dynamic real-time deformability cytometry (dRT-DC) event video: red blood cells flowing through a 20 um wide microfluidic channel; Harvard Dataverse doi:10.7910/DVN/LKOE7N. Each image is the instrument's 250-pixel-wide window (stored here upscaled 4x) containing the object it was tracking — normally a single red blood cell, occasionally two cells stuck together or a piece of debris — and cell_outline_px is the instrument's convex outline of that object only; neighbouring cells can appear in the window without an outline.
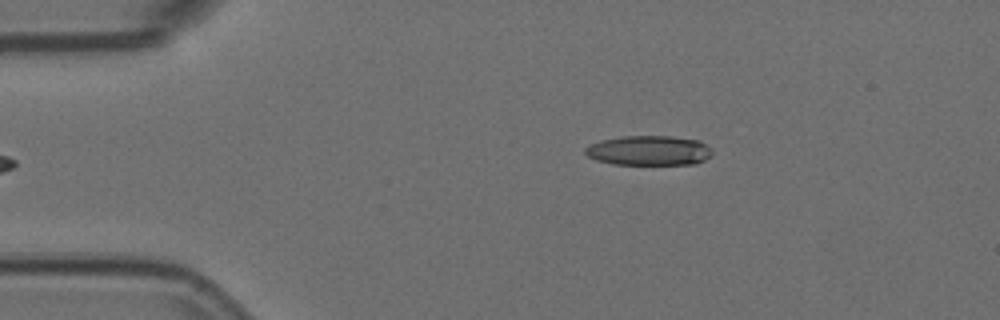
{"species": "Egyptian fruit bat (a non-hibernating species)", "species_latin": "Rousettus aegyptiacus", "temperature_condition": "room temperature", "stored_images_in_passage": 2, "camera_frame_rate_fps": 3000, "um_per_image_px": 0.085, "animal": {"sex": "female"}, "frame": {"image": 1, "passage_image": 2, "time_ms": 0.333, "image_size_px": [1000, 320], "cell_outline_px": [[712, 156], [704, 160], [692, 164], [612, 164], [596, 160], [588, 156], [584, 152], [584, 148], [600, 140], [624, 136], [672, 136], [700, 140], [712, 148]], "centroid_in_image_um": [55.18, 12.79], "position_along_channel_um": 29.8, "area_um2": 22.14}}